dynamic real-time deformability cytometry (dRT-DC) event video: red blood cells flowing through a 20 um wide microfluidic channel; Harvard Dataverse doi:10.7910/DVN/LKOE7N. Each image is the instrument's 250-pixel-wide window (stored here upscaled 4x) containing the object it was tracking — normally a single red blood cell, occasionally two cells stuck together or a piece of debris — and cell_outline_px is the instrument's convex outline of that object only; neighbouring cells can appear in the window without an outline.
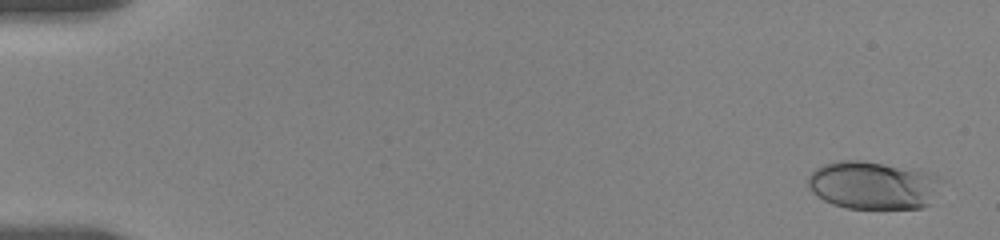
{"species": "human", "species_latin": "Homo sapiens", "temperature_condition": "room temperature", "stored_images_in_passage": 47, "camera_frame_rate_fps": 3000, "um_per_image_px": 0.085, "donor": {"sex": "female"}, "frame": {"image": 1, "passage_image": 1, "time_ms": 0.0, "image_size_px": [1000, 240], "cell_outline_px": [[944, 180], [928, 204], [920, 208], [848, 208], [832, 204], [824, 200], [812, 192], [808, 184], [808, 176], [816, 168], [824, 164], [840, 160], [864, 160], [920, 168], [932, 172], [940, 176]], "centroid_in_image_um": [74.26, 15.7], "position_along_channel_um": 10.7, "area_um2": 37.92}}
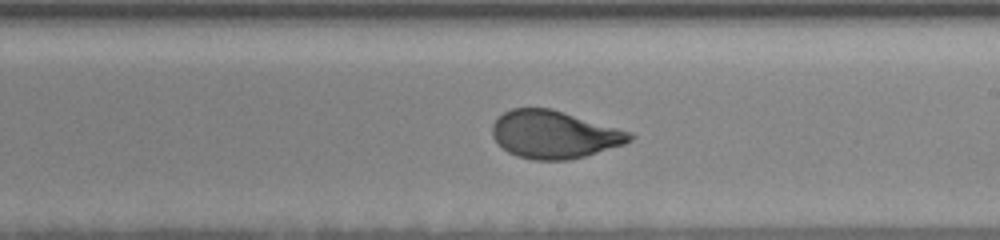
{"frame": {"image": 2, "passage_image": 26, "time_ms": 10.667, "image_size_px": [1000, 240], "cell_outline_px": [[636, 136], [632, 140], [624, 144], [584, 156], [568, 160], [536, 160], [516, 156], [508, 152], [492, 136], [492, 124], [504, 112], [512, 108], [552, 108], [632, 132]], "centroid_in_image_um": [47.13, 11.43], "position_along_channel_um": 241.9, "area_um2": 38.15}}
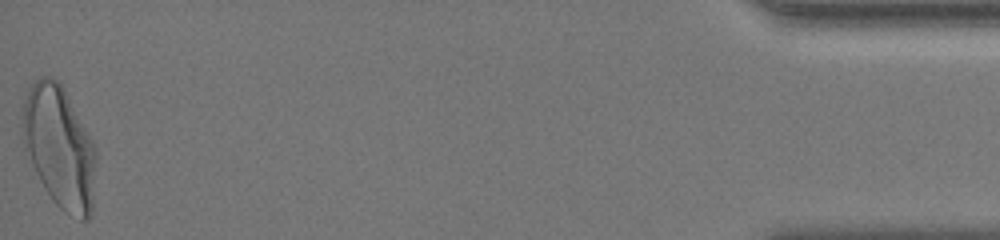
{"frame": {"image": 3, "passage_image": 47, "time_ms": 18.333, "image_size_px": [1000, 240], "cell_outline_px": [[96, 160], [92, 212], [88, 220], [80, 220], [64, 212], [52, 200], [40, 180], [24, 152], [20, 116], [20, 108], [32, 84], [40, 76], [48, 76], [56, 80], [64, 88], [92, 140], [96, 148]], "centroid_in_image_um": [5.02, 12.51], "position_along_channel_um": 430.2, "area_um2": 52.77}, "authors_computed_cell_mechanics": {"area_um2": 38.2058, "velocity_mm_per_s": 3.557, "shape_relaxation_time_tau1_ms": 4.1791, "shape_relaxation_time_tau2_ms": null, "deformation_change_tau1": 0.1646, "deformation_change_tau2": null}}